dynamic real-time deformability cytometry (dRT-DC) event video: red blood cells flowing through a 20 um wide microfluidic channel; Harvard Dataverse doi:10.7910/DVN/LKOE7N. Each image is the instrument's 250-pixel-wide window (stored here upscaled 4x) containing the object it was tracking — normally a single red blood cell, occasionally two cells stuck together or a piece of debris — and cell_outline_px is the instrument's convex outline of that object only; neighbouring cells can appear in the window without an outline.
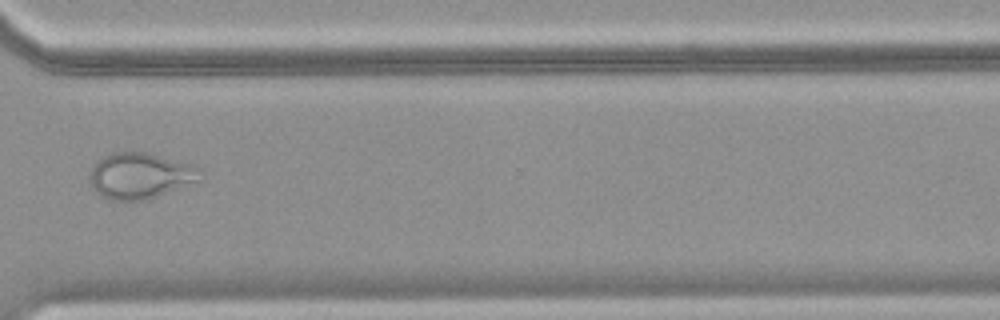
{"species": "common noctule bat (a hibernating species)", "species_latin": "Nyctalus noctula", "temperature_condition": "warm", "stored_images_in_passage": 39, "camera_frame_rate_fps": 3000, "um_per_image_px": 0.085, "animal": {"sex": "female", "body_mass_g": 18.4}, "frame": {"image": 1, "passage_image": 28, "time_ms": 9.0, "image_size_px": [1000, 320], "cell_outline_px": [[204, 172], [200, 180], [144, 200], [108, 200], [100, 196], [92, 188], [88, 180], [92, 168], [96, 160], [112, 152], [148, 152], [196, 164], [204, 168]], "centroid_in_image_um": [11.94, 14.91], "position_along_channel_um": 358.7, "area_um2": 30.11}}
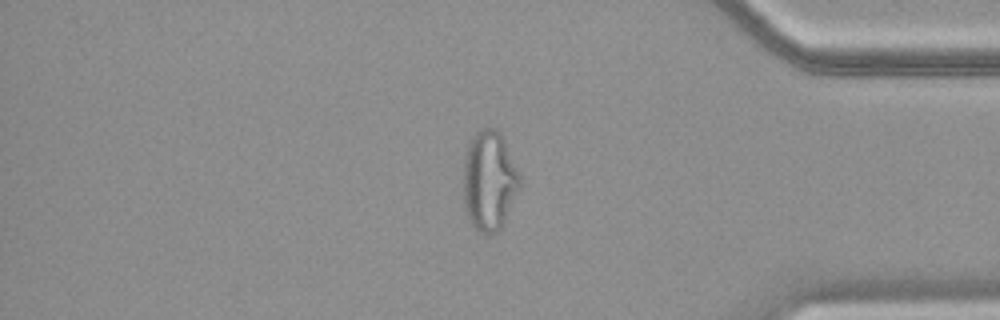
{"frame": {"image": 2, "passage_image": 32, "time_ms": 10.333, "image_size_px": [1000, 320], "cell_outline_px": [[520, 188], [500, 228], [496, 232], [488, 236], [480, 232], [468, 220], [464, 204], [464, 156], [468, 144], [472, 136], [480, 128], [496, 128], [500, 132], [504, 140], [520, 176]], "centroid_in_image_um": [41.57, 15.35], "position_along_channel_um": 393.6, "area_um2": 32.71}}